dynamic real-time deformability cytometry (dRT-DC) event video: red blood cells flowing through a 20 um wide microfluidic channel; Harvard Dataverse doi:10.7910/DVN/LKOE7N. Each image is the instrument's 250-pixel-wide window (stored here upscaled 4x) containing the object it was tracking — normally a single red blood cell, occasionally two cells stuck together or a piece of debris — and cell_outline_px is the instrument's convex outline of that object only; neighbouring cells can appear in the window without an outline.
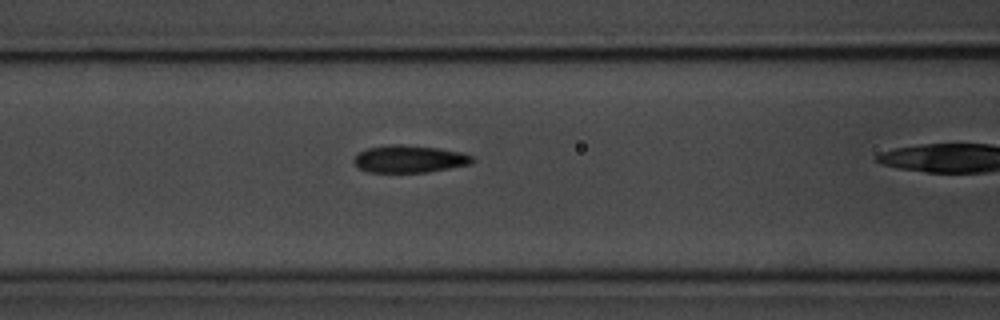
{"species": "common noctule bat (a hibernating species)", "species_latin": "Nyctalus noctula", "temperature_condition": "room temperature", "stored_images_in_passage": 11, "camera_frame_rate_fps": 3000, "um_per_image_px": 0.085, "animal": {"sex": "male", "body_mass_g": 20.1, "forearm_length_mm": 53.5}, "frame": {"image": 1, "passage_image": 10, "time_ms": 3.0, "image_size_px": [1000, 320], "cell_outline_px": [[476, 160], [472, 164], [428, 172], [368, 172], [360, 168], [352, 160], [356, 152], [368, 148], [388, 144], [400, 144], [436, 148], [460, 152], [472, 156]], "centroid_in_image_um": [34.78, 13.51], "position_along_channel_um": 131.8, "area_um2": 18.96}}